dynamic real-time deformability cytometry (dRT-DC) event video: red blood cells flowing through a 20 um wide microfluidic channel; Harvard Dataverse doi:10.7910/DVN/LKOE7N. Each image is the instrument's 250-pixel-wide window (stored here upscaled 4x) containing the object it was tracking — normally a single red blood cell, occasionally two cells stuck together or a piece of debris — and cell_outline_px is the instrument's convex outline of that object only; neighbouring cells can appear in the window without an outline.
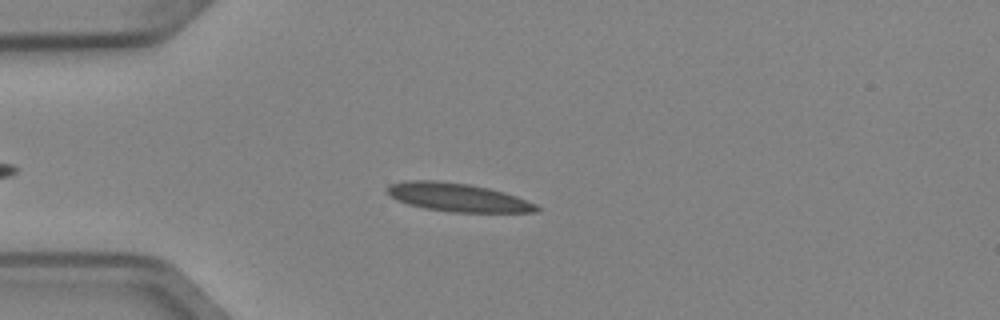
{"species": "Egyptian fruit bat (a non-hibernating species)", "species_latin": "Rousettus aegyptiacus", "temperature_condition": "cold", "stored_images_in_passage": 42, "camera_frame_rate_fps": 3000, "um_per_image_px": 0.085, "animal": {"sex": "female"}, "frame": {"image": 1, "passage_image": 8, "time_ms": 2.333, "image_size_px": [1000, 320], "cell_outline_px": [[540, 208], [536, 212], [452, 212], [424, 208], [408, 204], [396, 200], [388, 192], [388, 184], [404, 180], [436, 180], [468, 184], [488, 188], [504, 192], [516, 196], [536, 204]], "centroid_in_image_um": [38.88, 16.77], "position_along_channel_um": 46.1, "area_um2": 24.62}}
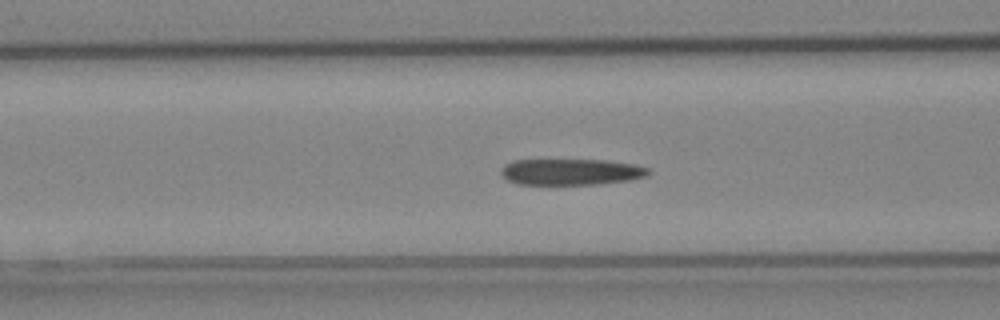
{"frame": {"image": 2, "passage_image": 15, "time_ms": 4.667, "image_size_px": [1000, 320], "cell_outline_px": [[652, 172], [644, 176], [632, 180], [600, 184], [516, 184], [508, 180], [500, 172], [500, 168], [504, 164], [512, 160], [608, 160], [636, 164], [648, 168]], "centroid_in_image_um": [48.55, 14.6], "position_along_channel_um": 118.1, "area_um2": 22.72}}
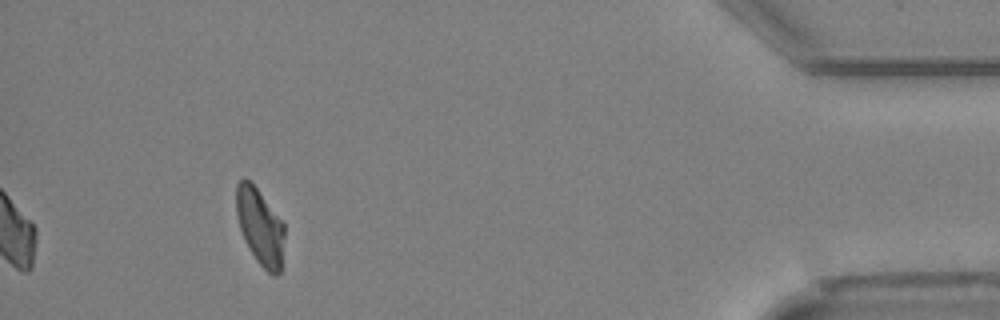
{"frame": {"image": 3, "passage_image": 42, "time_ms": 13.667, "image_size_px": [1000, 320], "cell_outline_px": [[284, 236], [280, 272], [276, 276], [272, 276], [256, 260], [248, 248], [244, 240], [240, 228], [236, 212], [236, 184], [240, 180], [248, 180], [256, 188], [284, 224]], "centroid_in_image_um": [22.09, 19.3], "position_along_channel_um": 413.1, "area_um2": 21.1}, "authors_computed_cell_mechanics": {"area_um2": 23.2356, "velocity_mm_per_s": 3.9389, "shape_relaxation_time_tau1_ms": null, "shape_relaxation_time_tau2_ms": 7.5274, "deformation_change_tau1": null, "deformation_change_tau2": 0.1399}}